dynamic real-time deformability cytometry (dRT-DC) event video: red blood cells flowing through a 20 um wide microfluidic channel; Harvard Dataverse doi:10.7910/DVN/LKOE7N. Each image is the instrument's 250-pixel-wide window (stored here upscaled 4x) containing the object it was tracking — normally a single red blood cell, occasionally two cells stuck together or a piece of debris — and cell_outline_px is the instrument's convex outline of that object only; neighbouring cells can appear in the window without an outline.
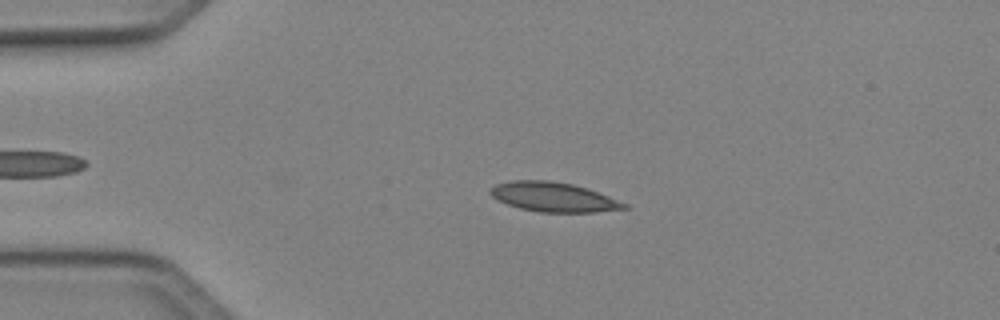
{"species": "Egyptian fruit bat (a non-hibernating species)", "species_latin": "Rousettus aegyptiacus", "temperature_condition": "cold", "stored_images_in_passage": 44, "camera_frame_rate_fps": 3000, "um_per_image_px": 0.085, "animal": {"sex": "female"}, "frame": {"image": 1, "passage_image": 11, "time_ms": 3.333, "image_size_px": [1000, 320], "cell_outline_px": [[628, 208], [592, 212], [540, 212], [520, 208], [508, 204], [492, 196], [488, 192], [496, 184], [512, 180], [548, 180], [572, 184], [588, 188], [628, 204]], "centroid_in_image_um": [47.05, 16.74], "position_along_channel_um": 37.9, "area_um2": 22.77}}
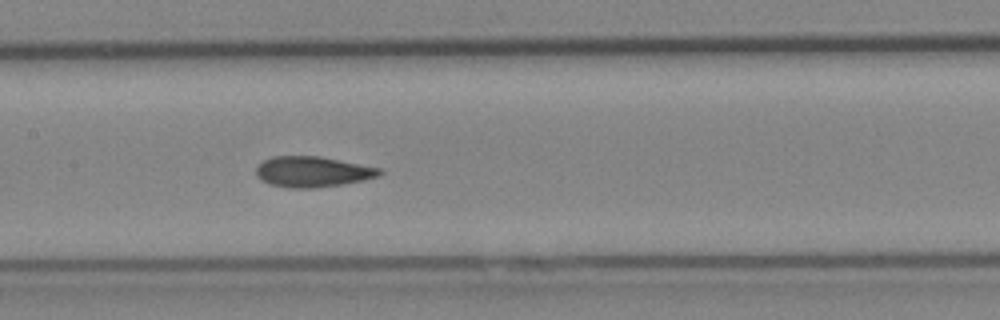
{"frame": {"image": 2, "passage_image": 24, "time_ms": 7.667, "image_size_px": [1000, 320], "cell_outline_px": [[384, 172], [380, 176], [340, 184], [316, 188], [288, 188], [268, 184], [256, 176], [256, 168], [264, 160], [272, 156], [320, 156], [380, 168]], "centroid_in_image_um": [26.54, 14.6], "position_along_channel_um": 180.9, "area_um2": 21.96}}
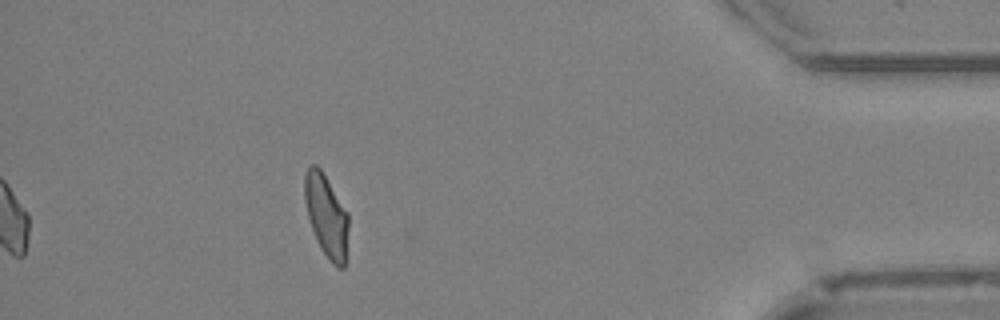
{"frame": {"image": 3, "passage_image": 44, "time_ms": 14.333, "image_size_px": [1000, 320], "cell_outline_px": [[348, 228], [344, 268], [336, 268], [332, 264], [320, 248], [312, 228], [308, 216], [304, 200], [304, 176], [308, 168], [312, 164], [316, 164], [320, 168], [348, 212]], "centroid_in_image_um": [27.74, 18.34], "position_along_channel_um": 407.5, "area_um2": 20.98}, "authors_computed_cell_mechanics": {"area_um2": 21.6461, "velocity_mm_per_s": 4.1352, "shape_relaxation_time_tau1_ms": 9.4708, "shape_relaxation_time_tau2_ms": 1.2994, "deformation_change_tau1": 0.2226, "deformation_change_tau2": 0.0742}}